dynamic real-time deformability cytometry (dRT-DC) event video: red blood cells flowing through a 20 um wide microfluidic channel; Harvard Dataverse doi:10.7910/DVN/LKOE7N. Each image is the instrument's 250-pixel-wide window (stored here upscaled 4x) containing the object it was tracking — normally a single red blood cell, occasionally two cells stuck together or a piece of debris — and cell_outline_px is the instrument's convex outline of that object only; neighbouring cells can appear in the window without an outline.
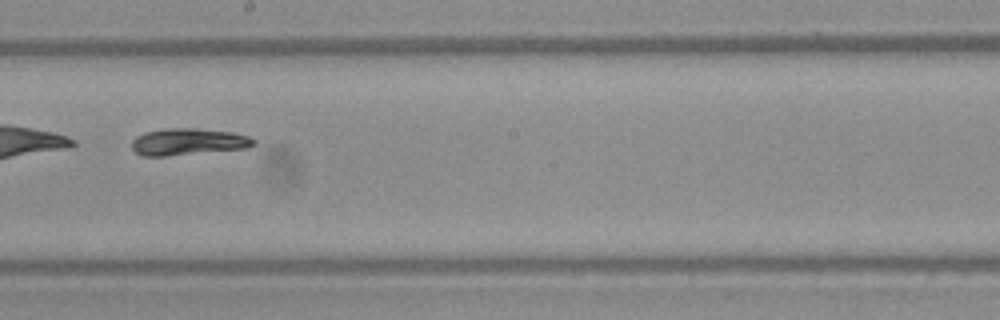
{"species": "Egyptian fruit bat (a non-hibernating species)", "species_latin": "Rousettus aegyptiacus", "temperature_condition": "warm", "stored_images_in_passage": 50, "camera_frame_rate_fps": 3000, "um_per_image_px": 0.085, "frame": {"image": 1, "passage_image": 29, "time_ms": 9.333, "image_size_px": [1000, 320], "cell_outline_px": [[256, 144], [248, 148], [164, 156], [140, 156], [132, 148], [132, 140], [136, 136], [144, 132], [168, 128], [196, 128], [232, 132], [248, 136], [256, 140]], "centroid_in_image_um": [15.99, 12.05], "position_along_channel_um": 232.2, "area_um2": 19.07}, "authors_computed_cell_mechanics": {"area_um2": 29.1312, "velocity_mm_per_s": 3.9693, "shape_relaxation_time_tau1_ms": 8.0444, "shape_relaxation_time_tau2_ms": null, "deformation_change_tau1": 0.2247, "deformation_change_tau2": null}}